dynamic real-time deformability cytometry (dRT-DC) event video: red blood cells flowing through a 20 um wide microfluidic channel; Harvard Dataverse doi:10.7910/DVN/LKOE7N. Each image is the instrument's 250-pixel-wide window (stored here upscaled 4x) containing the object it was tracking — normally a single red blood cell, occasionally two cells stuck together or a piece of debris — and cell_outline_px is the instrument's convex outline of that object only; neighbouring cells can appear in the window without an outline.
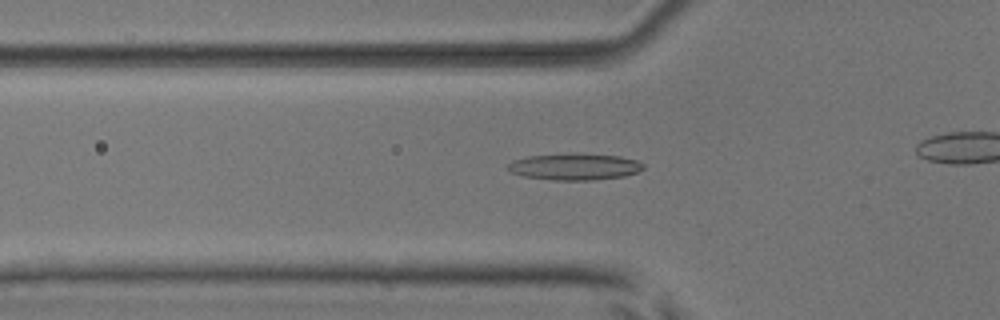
{"species": "common noctule bat (a hibernating species)", "species_latin": "Nyctalus noctula", "temperature_condition": "room temperature", "stored_images_in_passage": 38, "camera_frame_rate_fps": 3000, "um_per_image_px": 0.085, "animal": {"sex": "male", "body_mass_g": 17.9, "forearm_length_mm": 54.2}, "frame": {"image": 1, "passage_image": 19, "time_ms": 6.0, "image_size_px": [1000, 320], "cell_outline_px": [[644, 168], [636, 172], [624, 176], [592, 180], [552, 180], [524, 176], [512, 172], [508, 168], [508, 164], [512, 160], [528, 156], [572, 152], [620, 156], [636, 160], [644, 164]], "centroid_in_image_um": [48.84, 14.15], "position_along_channel_um": 77.0, "area_um2": 21.15}}
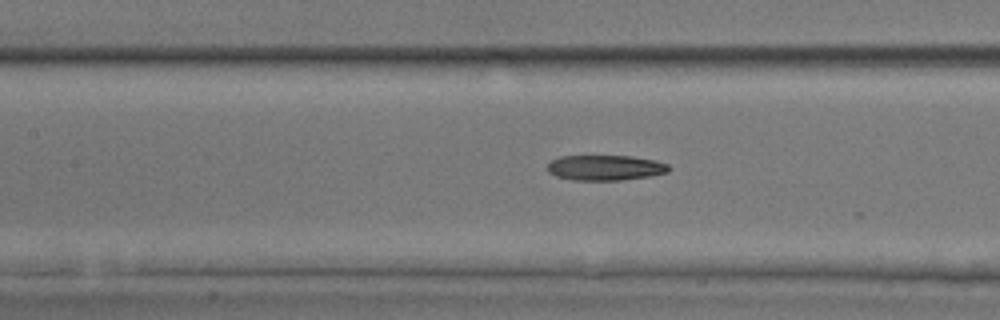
{"frame": {"image": 2, "passage_image": 25, "time_ms": 8.0, "image_size_px": [1000, 320], "cell_outline_px": [[672, 168], [668, 172], [652, 176], [620, 180], [572, 180], [556, 176], [548, 172], [548, 164], [552, 160], [560, 156], [632, 156], [656, 160], [668, 164]], "centroid_in_image_um": [51.49, 14.25], "position_along_channel_um": 155.9, "area_um2": 18.03}}
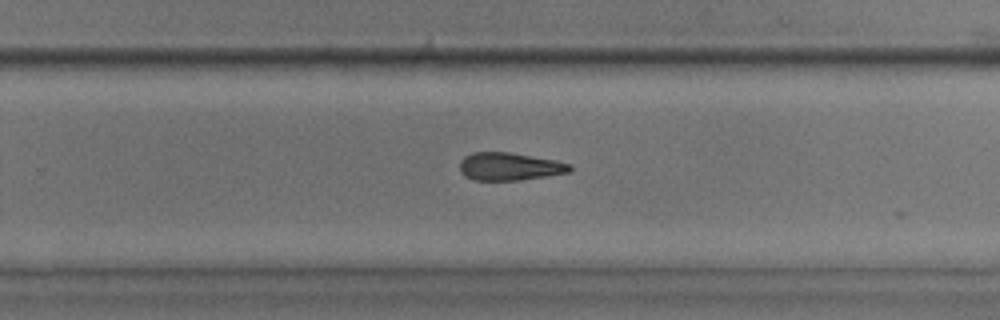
{"frame": {"image": 3, "passage_image": 35, "time_ms": 11.333, "image_size_px": [1000, 320], "cell_outline_px": [[572, 168], [568, 172], [520, 180], [472, 180], [464, 176], [460, 172], [460, 160], [464, 156], [472, 152], [508, 152], [556, 160], [572, 164]], "centroid_in_image_um": [43.27, 14.15], "position_along_channel_um": 286.5, "area_um2": 17.86}}